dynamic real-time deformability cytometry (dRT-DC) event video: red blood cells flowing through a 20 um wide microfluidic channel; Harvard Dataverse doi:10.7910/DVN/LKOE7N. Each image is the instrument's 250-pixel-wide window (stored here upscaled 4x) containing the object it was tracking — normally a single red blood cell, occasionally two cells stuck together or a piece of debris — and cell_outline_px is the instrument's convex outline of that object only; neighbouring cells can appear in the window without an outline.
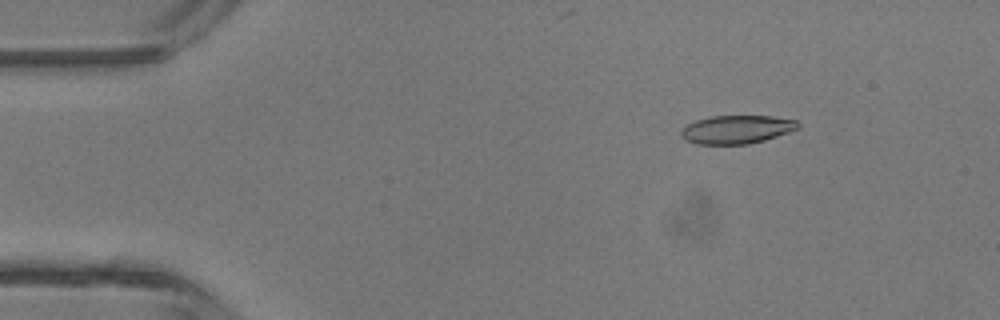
{"species": "common noctule bat (a hibernating species)", "species_latin": "Nyctalus noctula", "temperature_condition": "room temperature", "stored_images_in_passage": 4, "camera_frame_rate_fps": 3000, "um_per_image_px": 0.085, "animal": {"sex": "male", "body_mass_g": 13.3}, "frame": {"image": 1, "passage_image": 2, "time_ms": 0.333, "image_size_px": [1000, 320], "cell_outline_px": [[800, 128], [764, 140], [748, 144], [696, 144], [680, 136], [680, 128], [696, 120], [712, 116], [772, 116], [796, 120], [800, 124]], "centroid_in_image_um": [62.61, 11.0], "position_along_channel_um": 22.4, "area_um2": 19.31}}